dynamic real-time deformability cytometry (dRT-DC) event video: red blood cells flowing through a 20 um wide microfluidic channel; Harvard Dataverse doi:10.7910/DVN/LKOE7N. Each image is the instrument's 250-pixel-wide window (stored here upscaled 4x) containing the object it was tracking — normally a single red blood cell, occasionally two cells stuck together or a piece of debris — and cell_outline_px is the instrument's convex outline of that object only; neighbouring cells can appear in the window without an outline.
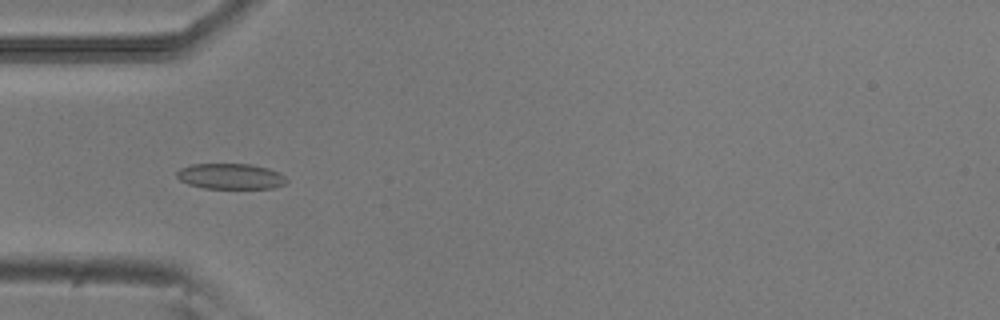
{"species": "common noctule bat (a hibernating species)", "species_latin": "Nyctalus noctula", "temperature_condition": "room temperature", "stored_images_in_passage": 37, "camera_frame_rate_fps": 3000, "um_per_image_px": 0.085, "animal": {"sex": "male", "body_mass_g": 20.5, "forearm_length_mm": 52.5}, "frame": {"image": 1, "passage_image": 13, "time_ms": 4.0, "image_size_px": [1000, 320], "cell_outline_px": [[288, 180], [284, 184], [276, 188], [204, 188], [188, 184], [180, 180], [176, 176], [176, 172], [180, 168], [192, 164], [252, 164], [268, 168], [284, 176]], "centroid_in_image_um": [19.58, 14.98], "position_along_channel_um": 65.4, "area_um2": 16.36}}
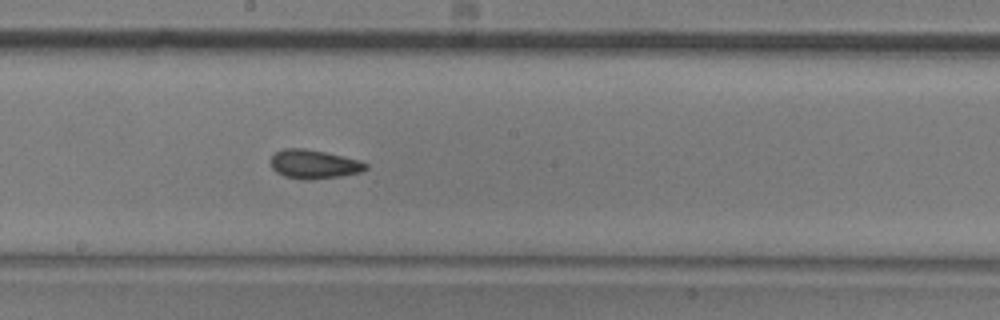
{"frame": {"image": 2, "passage_image": 25, "time_ms": 8.0, "image_size_px": [1000, 320], "cell_outline_px": [[368, 168], [360, 172], [340, 176], [312, 180], [304, 180], [284, 176], [276, 172], [272, 168], [272, 156], [276, 152], [284, 148], [304, 148], [324, 152], [360, 160], [368, 164]], "centroid_in_image_um": [26.69, 13.96], "position_along_channel_um": 221.5, "area_um2": 15.95}}
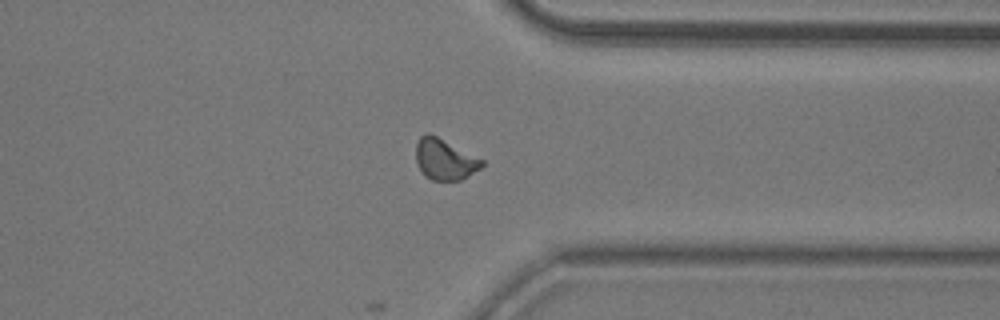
{"frame": {"image": 3, "passage_image": 37, "time_ms": 12.0, "image_size_px": [1000, 320], "cell_outline_px": [[484, 164], [480, 168], [460, 180], [432, 180], [424, 176], [416, 164], [416, 144], [420, 136], [428, 132], [484, 160]], "centroid_in_image_um": [37.77, 13.55], "position_along_channel_um": 373.6, "area_um2": 15.61}, "authors_computed_cell_mechanics": {"area_um2": 16.0684, "velocity_mm_per_s": 3.8903, "shape_relaxation_time_tau1_ms": 7.919, "shape_relaxation_time_tau2_ms": 1.8482, "deformation_change_tau1": 0.1516, "deformation_change_tau2": 0.063}}